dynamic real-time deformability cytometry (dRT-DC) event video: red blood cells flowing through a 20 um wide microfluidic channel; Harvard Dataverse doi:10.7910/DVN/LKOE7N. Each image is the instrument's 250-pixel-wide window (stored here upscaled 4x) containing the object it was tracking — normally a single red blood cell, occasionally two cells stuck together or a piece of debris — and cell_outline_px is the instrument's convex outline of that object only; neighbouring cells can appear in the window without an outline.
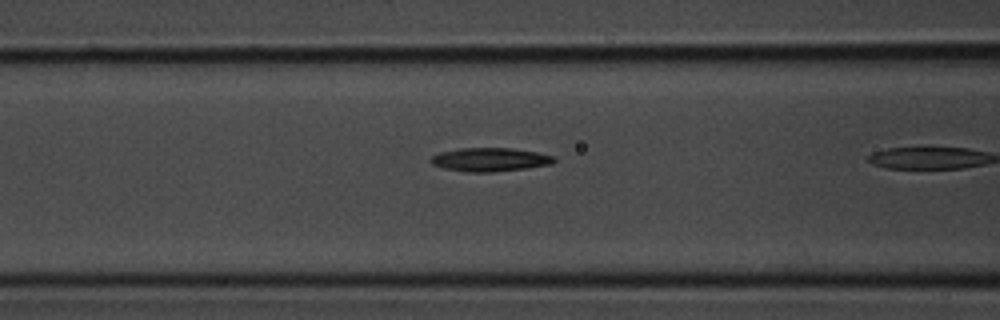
{"species": "common noctule bat (a hibernating species)", "species_latin": "Nyctalus noctula", "temperature_condition": "room temperature", "stored_images_in_passage": 10, "camera_frame_rate_fps": 3000, "um_per_image_px": 0.085, "animal": {"sex": "male", "body_mass_g": 20.1, "forearm_length_mm": 53.5}, "frame": {"image": 1, "passage_image": 9, "time_ms": 2.667, "image_size_px": [1000, 320], "cell_outline_px": [[556, 160], [552, 164], [524, 168], [492, 172], [468, 172], [444, 168], [432, 164], [428, 160], [432, 156], [440, 152], [460, 148], [512, 148], [536, 152], [556, 156]], "centroid_in_image_um": [41.64, 13.56], "position_along_channel_um": 125.0, "area_um2": 16.94}}